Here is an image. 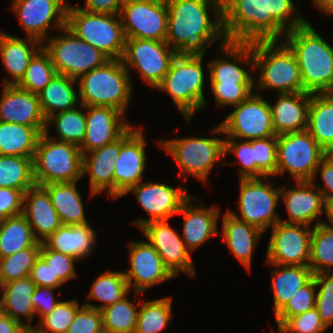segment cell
<instances>
[{"label": "cell", "mask_w": 333, "mask_h": 333, "mask_svg": "<svg viewBox=\"0 0 333 333\" xmlns=\"http://www.w3.org/2000/svg\"><path fill=\"white\" fill-rule=\"evenodd\" d=\"M226 138L241 140L263 139L276 136L272 122L270 103L258 93H252L246 100L235 106L225 120L212 129Z\"/></svg>", "instance_id": "cell-13"}, {"label": "cell", "mask_w": 333, "mask_h": 333, "mask_svg": "<svg viewBox=\"0 0 333 333\" xmlns=\"http://www.w3.org/2000/svg\"><path fill=\"white\" fill-rule=\"evenodd\" d=\"M34 185L33 158L0 155V187L24 193Z\"/></svg>", "instance_id": "cell-41"}, {"label": "cell", "mask_w": 333, "mask_h": 333, "mask_svg": "<svg viewBox=\"0 0 333 333\" xmlns=\"http://www.w3.org/2000/svg\"><path fill=\"white\" fill-rule=\"evenodd\" d=\"M176 55L177 52L165 41L134 38L126 39L121 60L128 71L130 68L135 69L144 82L156 88L169 71Z\"/></svg>", "instance_id": "cell-15"}, {"label": "cell", "mask_w": 333, "mask_h": 333, "mask_svg": "<svg viewBox=\"0 0 333 333\" xmlns=\"http://www.w3.org/2000/svg\"><path fill=\"white\" fill-rule=\"evenodd\" d=\"M133 192L137 202L151 216L149 219H137L132 224L141 228L153 221L170 220L176 215L183 203L191 196L185 188L145 181L132 186L124 195Z\"/></svg>", "instance_id": "cell-20"}, {"label": "cell", "mask_w": 333, "mask_h": 333, "mask_svg": "<svg viewBox=\"0 0 333 333\" xmlns=\"http://www.w3.org/2000/svg\"><path fill=\"white\" fill-rule=\"evenodd\" d=\"M86 131L79 147L82 154L121 138L132 126L124 113L113 107L86 106Z\"/></svg>", "instance_id": "cell-23"}, {"label": "cell", "mask_w": 333, "mask_h": 333, "mask_svg": "<svg viewBox=\"0 0 333 333\" xmlns=\"http://www.w3.org/2000/svg\"><path fill=\"white\" fill-rule=\"evenodd\" d=\"M41 243L0 258V286L30 276L31 269L40 257Z\"/></svg>", "instance_id": "cell-46"}, {"label": "cell", "mask_w": 333, "mask_h": 333, "mask_svg": "<svg viewBox=\"0 0 333 333\" xmlns=\"http://www.w3.org/2000/svg\"><path fill=\"white\" fill-rule=\"evenodd\" d=\"M313 5L329 16L333 15V0H313Z\"/></svg>", "instance_id": "cell-63"}, {"label": "cell", "mask_w": 333, "mask_h": 333, "mask_svg": "<svg viewBox=\"0 0 333 333\" xmlns=\"http://www.w3.org/2000/svg\"><path fill=\"white\" fill-rule=\"evenodd\" d=\"M97 333H112L111 331H109V330H106V329H101L99 332H97Z\"/></svg>", "instance_id": "cell-66"}, {"label": "cell", "mask_w": 333, "mask_h": 333, "mask_svg": "<svg viewBox=\"0 0 333 333\" xmlns=\"http://www.w3.org/2000/svg\"><path fill=\"white\" fill-rule=\"evenodd\" d=\"M26 38L0 30V57L9 77L11 76V80L5 79L3 85H17L24 77L31 59L43 47L39 40Z\"/></svg>", "instance_id": "cell-30"}, {"label": "cell", "mask_w": 333, "mask_h": 333, "mask_svg": "<svg viewBox=\"0 0 333 333\" xmlns=\"http://www.w3.org/2000/svg\"><path fill=\"white\" fill-rule=\"evenodd\" d=\"M120 138L83 154L82 174L89 175L90 199L107 190L114 198V163L119 158Z\"/></svg>", "instance_id": "cell-27"}, {"label": "cell", "mask_w": 333, "mask_h": 333, "mask_svg": "<svg viewBox=\"0 0 333 333\" xmlns=\"http://www.w3.org/2000/svg\"><path fill=\"white\" fill-rule=\"evenodd\" d=\"M203 55H176L169 71L157 89L168 93L184 118L191 120L194 112L207 103L204 97Z\"/></svg>", "instance_id": "cell-7"}, {"label": "cell", "mask_w": 333, "mask_h": 333, "mask_svg": "<svg viewBox=\"0 0 333 333\" xmlns=\"http://www.w3.org/2000/svg\"><path fill=\"white\" fill-rule=\"evenodd\" d=\"M129 286L124 272L105 271L93 282L87 299L103 302L99 306L86 302L83 305L101 310L106 306L116 303L129 294Z\"/></svg>", "instance_id": "cell-40"}, {"label": "cell", "mask_w": 333, "mask_h": 333, "mask_svg": "<svg viewBox=\"0 0 333 333\" xmlns=\"http://www.w3.org/2000/svg\"><path fill=\"white\" fill-rule=\"evenodd\" d=\"M314 182L297 181L295 188H280V197L288 215L287 220L281 219V222L310 226L314 220L317 221L318 215L323 213L325 199Z\"/></svg>", "instance_id": "cell-25"}, {"label": "cell", "mask_w": 333, "mask_h": 333, "mask_svg": "<svg viewBox=\"0 0 333 333\" xmlns=\"http://www.w3.org/2000/svg\"><path fill=\"white\" fill-rule=\"evenodd\" d=\"M306 130L326 152L333 147V98L327 93L311 94Z\"/></svg>", "instance_id": "cell-38"}, {"label": "cell", "mask_w": 333, "mask_h": 333, "mask_svg": "<svg viewBox=\"0 0 333 333\" xmlns=\"http://www.w3.org/2000/svg\"><path fill=\"white\" fill-rule=\"evenodd\" d=\"M40 256L45 260L53 273V279H59L63 284L77 276L75 270L77 258L49 249L41 243Z\"/></svg>", "instance_id": "cell-52"}, {"label": "cell", "mask_w": 333, "mask_h": 333, "mask_svg": "<svg viewBox=\"0 0 333 333\" xmlns=\"http://www.w3.org/2000/svg\"><path fill=\"white\" fill-rule=\"evenodd\" d=\"M2 313V305H1V300H0V314Z\"/></svg>", "instance_id": "cell-68"}, {"label": "cell", "mask_w": 333, "mask_h": 333, "mask_svg": "<svg viewBox=\"0 0 333 333\" xmlns=\"http://www.w3.org/2000/svg\"><path fill=\"white\" fill-rule=\"evenodd\" d=\"M327 94L333 98V86L331 87V89L329 90V92Z\"/></svg>", "instance_id": "cell-67"}, {"label": "cell", "mask_w": 333, "mask_h": 333, "mask_svg": "<svg viewBox=\"0 0 333 333\" xmlns=\"http://www.w3.org/2000/svg\"><path fill=\"white\" fill-rule=\"evenodd\" d=\"M37 242L31 226L22 213L0 221V258L34 246Z\"/></svg>", "instance_id": "cell-39"}, {"label": "cell", "mask_w": 333, "mask_h": 333, "mask_svg": "<svg viewBox=\"0 0 333 333\" xmlns=\"http://www.w3.org/2000/svg\"><path fill=\"white\" fill-rule=\"evenodd\" d=\"M29 330L9 315L0 314V333H27Z\"/></svg>", "instance_id": "cell-62"}, {"label": "cell", "mask_w": 333, "mask_h": 333, "mask_svg": "<svg viewBox=\"0 0 333 333\" xmlns=\"http://www.w3.org/2000/svg\"><path fill=\"white\" fill-rule=\"evenodd\" d=\"M61 31L65 34L50 37L47 45L43 44L57 74L78 80L82 75L111 60L102 51L78 38L66 26Z\"/></svg>", "instance_id": "cell-10"}, {"label": "cell", "mask_w": 333, "mask_h": 333, "mask_svg": "<svg viewBox=\"0 0 333 333\" xmlns=\"http://www.w3.org/2000/svg\"><path fill=\"white\" fill-rule=\"evenodd\" d=\"M22 214L39 242H43L62 225L47 190L41 185L35 184L24 192Z\"/></svg>", "instance_id": "cell-26"}, {"label": "cell", "mask_w": 333, "mask_h": 333, "mask_svg": "<svg viewBox=\"0 0 333 333\" xmlns=\"http://www.w3.org/2000/svg\"><path fill=\"white\" fill-rule=\"evenodd\" d=\"M12 4L11 8L27 37L37 39L43 44L47 43L49 38L47 29L50 26L59 30L66 26L69 4L65 0H13Z\"/></svg>", "instance_id": "cell-18"}, {"label": "cell", "mask_w": 333, "mask_h": 333, "mask_svg": "<svg viewBox=\"0 0 333 333\" xmlns=\"http://www.w3.org/2000/svg\"><path fill=\"white\" fill-rule=\"evenodd\" d=\"M274 322L278 326V333H324L327 329L315 307L293 317H275Z\"/></svg>", "instance_id": "cell-49"}, {"label": "cell", "mask_w": 333, "mask_h": 333, "mask_svg": "<svg viewBox=\"0 0 333 333\" xmlns=\"http://www.w3.org/2000/svg\"><path fill=\"white\" fill-rule=\"evenodd\" d=\"M268 178L270 177L240 179L238 207L241 216L228 209L232 215L262 232L270 226H275L281 220L275 211L280 200L281 187L275 189L270 181L267 183ZM262 179H266V181Z\"/></svg>", "instance_id": "cell-14"}, {"label": "cell", "mask_w": 333, "mask_h": 333, "mask_svg": "<svg viewBox=\"0 0 333 333\" xmlns=\"http://www.w3.org/2000/svg\"><path fill=\"white\" fill-rule=\"evenodd\" d=\"M256 161V178L276 176L277 169V136L253 139Z\"/></svg>", "instance_id": "cell-50"}, {"label": "cell", "mask_w": 333, "mask_h": 333, "mask_svg": "<svg viewBox=\"0 0 333 333\" xmlns=\"http://www.w3.org/2000/svg\"><path fill=\"white\" fill-rule=\"evenodd\" d=\"M265 3L266 16H272L286 31L303 26L308 21L294 13L298 8L293 0H265Z\"/></svg>", "instance_id": "cell-53"}, {"label": "cell", "mask_w": 333, "mask_h": 333, "mask_svg": "<svg viewBox=\"0 0 333 333\" xmlns=\"http://www.w3.org/2000/svg\"><path fill=\"white\" fill-rule=\"evenodd\" d=\"M320 172L321 178L324 182L325 188H321V186H316L321 193L323 194V197L325 200L332 199L333 198V162L325 157L318 167L315 170L314 176L311 181H314V179H317L316 175Z\"/></svg>", "instance_id": "cell-60"}, {"label": "cell", "mask_w": 333, "mask_h": 333, "mask_svg": "<svg viewBox=\"0 0 333 333\" xmlns=\"http://www.w3.org/2000/svg\"><path fill=\"white\" fill-rule=\"evenodd\" d=\"M278 100L270 104L276 136L307 129L311 94L307 92L277 94Z\"/></svg>", "instance_id": "cell-29"}, {"label": "cell", "mask_w": 333, "mask_h": 333, "mask_svg": "<svg viewBox=\"0 0 333 333\" xmlns=\"http://www.w3.org/2000/svg\"><path fill=\"white\" fill-rule=\"evenodd\" d=\"M172 298L144 301L140 304L134 333H161L172 317Z\"/></svg>", "instance_id": "cell-43"}, {"label": "cell", "mask_w": 333, "mask_h": 333, "mask_svg": "<svg viewBox=\"0 0 333 333\" xmlns=\"http://www.w3.org/2000/svg\"><path fill=\"white\" fill-rule=\"evenodd\" d=\"M326 151L305 130L277 136L276 175L287 172L297 181H311Z\"/></svg>", "instance_id": "cell-12"}, {"label": "cell", "mask_w": 333, "mask_h": 333, "mask_svg": "<svg viewBox=\"0 0 333 333\" xmlns=\"http://www.w3.org/2000/svg\"><path fill=\"white\" fill-rule=\"evenodd\" d=\"M225 36L230 42L279 40L287 31L266 16L265 0H222Z\"/></svg>", "instance_id": "cell-5"}, {"label": "cell", "mask_w": 333, "mask_h": 333, "mask_svg": "<svg viewBox=\"0 0 333 333\" xmlns=\"http://www.w3.org/2000/svg\"><path fill=\"white\" fill-rule=\"evenodd\" d=\"M130 269L124 272L129 289L134 288L136 296L157 284L173 279L164 266L162 258L148 241L129 242Z\"/></svg>", "instance_id": "cell-22"}, {"label": "cell", "mask_w": 333, "mask_h": 333, "mask_svg": "<svg viewBox=\"0 0 333 333\" xmlns=\"http://www.w3.org/2000/svg\"><path fill=\"white\" fill-rule=\"evenodd\" d=\"M61 182L42 185L48 192L53 207L63 225H81L88 223L85 217L81 194L77 183Z\"/></svg>", "instance_id": "cell-35"}, {"label": "cell", "mask_w": 333, "mask_h": 333, "mask_svg": "<svg viewBox=\"0 0 333 333\" xmlns=\"http://www.w3.org/2000/svg\"><path fill=\"white\" fill-rule=\"evenodd\" d=\"M166 4L165 42L178 55L204 56L212 43L219 39L222 44L228 41L223 29L222 0H166ZM209 10L214 12L213 19Z\"/></svg>", "instance_id": "cell-1"}, {"label": "cell", "mask_w": 333, "mask_h": 333, "mask_svg": "<svg viewBox=\"0 0 333 333\" xmlns=\"http://www.w3.org/2000/svg\"><path fill=\"white\" fill-rule=\"evenodd\" d=\"M219 49L220 55L226 57L219 56L208 63L211 90L218 107L236 106L253 93L255 86L250 71L238 65L244 62L254 68L252 42L227 41Z\"/></svg>", "instance_id": "cell-2"}, {"label": "cell", "mask_w": 333, "mask_h": 333, "mask_svg": "<svg viewBox=\"0 0 333 333\" xmlns=\"http://www.w3.org/2000/svg\"><path fill=\"white\" fill-rule=\"evenodd\" d=\"M236 140V141H235ZM225 156L227 153L232 152L239 159V179L256 178V161L253 149L252 140H242L237 142L235 138L225 139Z\"/></svg>", "instance_id": "cell-54"}, {"label": "cell", "mask_w": 333, "mask_h": 333, "mask_svg": "<svg viewBox=\"0 0 333 333\" xmlns=\"http://www.w3.org/2000/svg\"><path fill=\"white\" fill-rule=\"evenodd\" d=\"M83 109H71L59 112L49 116L46 119V129L44 133H48L50 124L55 125L57 130L58 141L68 142L78 147L81 146L86 131V111L85 106L80 105Z\"/></svg>", "instance_id": "cell-42"}, {"label": "cell", "mask_w": 333, "mask_h": 333, "mask_svg": "<svg viewBox=\"0 0 333 333\" xmlns=\"http://www.w3.org/2000/svg\"><path fill=\"white\" fill-rule=\"evenodd\" d=\"M124 0H84L83 9L90 13L119 15Z\"/></svg>", "instance_id": "cell-61"}, {"label": "cell", "mask_w": 333, "mask_h": 333, "mask_svg": "<svg viewBox=\"0 0 333 333\" xmlns=\"http://www.w3.org/2000/svg\"><path fill=\"white\" fill-rule=\"evenodd\" d=\"M49 133L39 138L33 157V177L36 185L79 181L83 154L78 146L57 141Z\"/></svg>", "instance_id": "cell-8"}, {"label": "cell", "mask_w": 333, "mask_h": 333, "mask_svg": "<svg viewBox=\"0 0 333 333\" xmlns=\"http://www.w3.org/2000/svg\"><path fill=\"white\" fill-rule=\"evenodd\" d=\"M159 145L175 160L181 175H192L205 184L216 162L225 156L224 138L191 136L161 140Z\"/></svg>", "instance_id": "cell-11"}, {"label": "cell", "mask_w": 333, "mask_h": 333, "mask_svg": "<svg viewBox=\"0 0 333 333\" xmlns=\"http://www.w3.org/2000/svg\"><path fill=\"white\" fill-rule=\"evenodd\" d=\"M23 195L21 190L0 187V221L22 213Z\"/></svg>", "instance_id": "cell-57"}, {"label": "cell", "mask_w": 333, "mask_h": 333, "mask_svg": "<svg viewBox=\"0 0 333 333\" xmlns=\"http://www.w3.org/2000/svg\"><path fill=\"white\" fill-rule=\"evenodd\" d=\"M270 265L276 267V270L271 271V287L276 316L296 292L313 278V273L309 266Z\"/></svg>", "instance_id": "cell-34"}, {"label": "cell", "mask_w": 333, "mask_h": 333, "mask_svg": "<svg viewBox=\"0 0 333 333\" xmlns=\"http://www.w3.org/2000/svg\"><path fill=\"white\" fill-rule=\"evenodd\" d=\"M299 64L303 92L328 93L333 86V47L307 21L284 36Z\"/></svg>", "instance_id": "cell-3"}, {"label": "cell", "mask_w": 333, "mask_h": 333, "mask_svg": "<svg viewBox=\"0 0 333 333\" xmlns=\"http://www.w3.org/2000/svg\"><path fill=\"white\" fill-rule=\"evenodd\" d=\"M119 15L90 13L78 6L67 8L66 27L110 59H122L126 37Z\"/></svg>", "instance_id": "cell-9"}, {"label": "cell", "mask_w": 333, "mask_h": 333, "mask_svg": "<svg viewBox=\"0 0 333 333\" xmlns=\"http://www.w3.org/2000/svg\"><path fill=\"white\" fill-rule=\"evenodd\" d=\"M127 296L101 309L103 329L112 333H134L140 303L130 302Z\"/></svg>", "instance_id": "cell-45"}, {"label": "cell", "mask_w": 333, "mask_h": 333, "mask_svg": "<svg viewBox=\"0 0 333 333\" xmlns=\"http://www.w3.org/2000/svg\"><path fill=\"white\" fill-rule=\"evenodd\" d=\"M140 229L174 277L179 272L189 274L190 277L195 276L191 253L177 231L169 225L168 220L149 222Z\"/></svg>", "instance_id": "cell-21"}, {"label": "cell", "mask_w": 333, "mask_h": 333, "mask_svg": "<svg viewBox=\"0 0 333 333\" xmlns=\"http://www.w3.org/2000/svg\"><path fill=\"white\" fill-rule=\"evenodd\" d=\"M77 80L56 74L50 83L38 93L40 107L47 119L49 116L76 108L79 92L74 88ZM58 111V112H57Z\"/></svg>", "instance_id": "cell-36"}, {"label": "cell", "mask_w": 333, "mask_h": 333, "mask_svg": "<svg viewBox=\"0 0 333 333\" xmlns=\"http://www.w3.org/2000/svg\"><path fill=\"white\" fill-rule=\"evenodd\" d=\"M42 134L37 127L0 121V155L33 158Z\"/></svg>", "instance_id": "cell-37"}, {"label": "cell", "mask_w": 333, "mask_h": 333, "mask_svg": "<svg viewBox=\"0 0 333 333\" xmlns=\"http://www.w3.org/2000/svg\"><path fill=\"white\" fill-rule=\"evenodd\" d=\"M57 74L49 53L42 47L31 59L24 77L17 84L23 90L38 94Z\"/></svg>", "instance_id": "cell-47"}, {"label": "cell", "mask_w": 333, "mask_h": 333, "mask_svg": "<svg viewBox=\"0 0 333 333\" xmlns=\"http://www.w3.org/2000/svg\"><path fill=\"white\" fill-rule=\"evenodd\" d=\"M31 280L36 286L58 288L63 285L59 279H53V273L50 266L40 256L31 269Z\"/></svg>", "instance_id": "cell-59"}, {"label": "cell", "mask_w": 333, "mask_h": 333, "mask_svg": "<svg viewBox=\"0 0 333 333\" xmlns=\"http://www.w3.org/2000/svg\"><path fill=\"white\" fill-rule=\"evenodd\" d=\"M119 16L126 39L165 41L168 25L166 0H124Z\"/></svg>", "instance_id": "cell-16"}, {"label": "cell", "mask_w": 333, "mask_h": 333, "mask_svg": "<svg viewBox=\"0 0 333 333\" xmlns=\"http://www.w3.org/2000/svg\"><path fill=\"white\" fill-rule=\"evenodd\" d=\"M77 300L61 301L32 330L34 333H66L80 308Z\"/></svg>", "instance_id": "cell-48"}, {"label": "cell", "mask_w": 333, "mask_h": 333, "mask_svg": "<svg viewBox=\"0 0 333 333\" xmlns=\"http://www.w3.org/2000/svg\"><path fill=\"white\" fill-rule=\"evenodd\" d=\"M316 288L315 279L312 278L296 292L276 317H293L313 309L316 302Z\"/></svg>", "instance_id": "cell-55"}, {"label": "cell", "mask_w": 333, "mask_h": 333, "mask_svg": "<svg viewBox=\"0 0 333 333\" xmlns=\"http://www.w3.org/2000/svg\"><path fill=\"white\" fill-rule=\"evenodd\" d=\"M0 99V121L37 127L43 133L46 118L40 107L38 94L23 90L17 85H3Z\"/></svg>", "instance_id": "cell-24"}, {"label": "cell", "mask_w": 333, "mask_h": 333, "mask_svg": "<svg viewBox=\"0 0 333 333\" xmlns=\"http://www.w3.org/2000/svg\"><path fill=\"white\" fill-rule=\"evenodd\" d=\"M262 232L260 229L250 225L234 215L228 210L223 215L222 219V232L221 241L227 244L238 261L248 270L251 271L252 254L254 247L261 237Z\"/></svg>", "instance_id": "cell-31"}, {"label": "cell", "mask_w": 333, "mask_h": 333, "mask_svg": "<svg viewBox=\"0 0 333 333\" xmlns=\"http://www.w3.org/2000/svg\"><path fill=\"white\" fill-rule=\"evenodd\" d=\"M193 200L194 196L192 195L183 203L177 213L184 216L183 235L181 238L190 252L197 249L211 237L219 234L217 230L219 209L215 206L204 208L203 203L193 206Z\"/></svg>", "instance_id": "cell-28"}, {"label": "cell", "mask_w": 333, "mask_h": 333, "mask_svg": "<svg viewBox=\"0 0 333 333\" xmlns=\"http://www.w3.org/2000/svg\"><path fill=\"white\" fill-rule=\"evenodd\" d=\"M54 289L57 288L36 286L34 290L31 301L35 314L39 313V321L49 315L60 302L56 301L55 296L52 293Z\"/></svg>", "instance_id": "cell-58"}, {"label": "cell", "mask_w": 333, "mask_h": 333, "mask_svg": "<svg viewBox=\"0 0 333 333\" xmlns=\"http://www.w3.org/2000/svg\"><path fill=\"white\" fill-rule=\"evenodd\" d=\"M316 287H320L316 292L315 308L320 315V319L326 328L333 324V272L318 273L313 275Z\"/></svg>", "instance_id": "cell-51"}, {"label": "cell", "mask_w": 333, "mask_h": 333, "mask_svg": "<svg viewBox=\"0 0 333 333\" xmlns=\"http://www.w3.org/2000/svg\"><path fill=\"white\" fill-rule=\"evenodd\" d=\"M146 141L140 129L132 126L120 138L119 158L114 163V199L124 196L140 183L146 169Z\"/></svg>", "instance_id": "cell-19"}, {"label": "cell", "mask_w": 333, "mask_h": 333, "mask_svg": "<svg viewBox=\"0 0 333 333\" xmlns=\"http://www.w3.org/2000/svg\"><path fill=\"white\" fill-rule=\"evenodd\" d=\"M36 288L30 277L7 282L0 286L2 291V313L9 315L13 320L22 323L29 331L34 329L31 325L35 311L31 301ZM26 318V323L21 319Z\"/></svg>", "instance_id": "cell-33"}, {"label": "cell", "mask_w": 333, "mask_h": 333, "mask_svg": "<svg viewBox=\"0 0 333 333\" xmlns=\"http://www.w3.org/2000/svg\"><path fill=\"white\" fill-rule=\"evenodd\" d=\"M324 211L326 213L327 219L329 220V224H326V222H322V224L333 228V198L325 200Z\"/></svg>", "instance_id": "cell-64"}, {"label": "cell", "mask_w": 333, "mask_h": 333, "mask_svg": "<svg viewBox=\"0 0 333 333\" xmlns=\"http://www.w3.org/2000/svg\"><path fill=\"white\" fill-rule=\"evenodd\" d=\"M322 222V220L316 222L312 231L308 266L313 275L331 273L333 266V228L322 224Z\"/></svg>", "instance_id": "cell-44"}, {"label": "cell", "mask_w": 333, "mask_h": 333, "mask_svg": "<svg viewBox=\"0 0 333 333\" xmlns=\"http://www.w3.org/2000/svg\"><path fill=\"white\" fill-rule=\"evenodd\" d=\"M129 73L121 59H111L82 75L77 80L79 103L85 107H113L125 114L133 86Z\"/></svg>", "instance_id": "cell-6"}, {"label": "cell", "mask_w": 333, "mask_h": 333, "mask_svg": "<svg viewBox=\"0 0 333 333\" xmlns=\"http://www.w3.org/2000/svg\"><path fill=\"white\" fill-rule=\"evenodd\" d=\"M97 235L89 223L61 225L43 243L54 251L82 260L91 254Z\"/></svg>", "instance_id": "cell-32"}, {"label": "cell", "mask_w": 333, "mask_h": 333, "mask_svg": "<svg viewBox=\"0 0 333 333\" xmlns=\"http://www.w3.org/2000/svg\"><path fill=\"white\" fill-rule=\"evenodd\" d=\"M326 157L329 158L333 162V147H331L327 152H326Z\"/></svg>", "instance_id": "cell-65"}, {"label": "cell", "mask_w": 333, "mask_h": 333, "mask_svg": "<svg viewBox=\"0 0 333 333\" xmlns=\"http://www.w3.org/2000/svg\"><path fill=\"white\" fill-rule=\"evenodd\" d=\"M252 42L254 70L259 71L257 88L274 89L276 94L303 92L299 64L290 47L283 41ZM276 90V91H275Z\"/></svg>", "instance_id": "cell-4"}, {"label": "cell", "mask_w": 333, "mask_h": 333, "mask_svg": "<svg viewBox=\"0 0 333 333\" xmlns=\"http://www.w3.org/2000/svg\"><path fill=\"white\" fill-rule=\"evenodd\" d=\"M103 328L101 310L82 304L66 333H97Z\"/></svg>", "instance_id": "cell-56"}, {"label": "cell", "mask_w": 333, "mask_h": 333, "mask_svg": "<svg viewBox=\"0 0 333 333\" xmlns=\"http://www.w3.org/2000/svg\"><path fill=\"white\" fill-rule=\"evenodd\" d=\"M271 228L266 263L308 266L313 229L307 225L281 221Z\"/></svg>", "instance_id": "cell-17"}]
</instances>
